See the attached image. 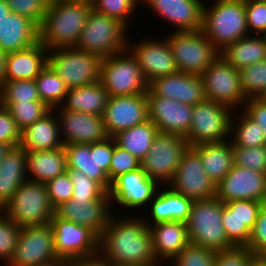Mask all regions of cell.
<instances>
[{"label":"cell","mask_w":266,"mask_h":266,"mask_svg":"<svg viewBox=\"0 0 266 266\" xmlns=\"http://www.w3.org/2000/svg\"><path fill=\"white\" fill-rule=\"evenodd\" d=\"M109 99L100 81L83 87L70 88L60 106L63 110L103 116Z\"/></svg>","instance_id":"cell-32"},{"label":"cell","mask_w":266,"mask_h":266,"mask_svg":"<svg viewBox=\"0 0 266 266\" xmlns=\"http://www.w3.org/2000/svg\"><path fill=\"white\" fill-rule=\"evenodd\" d=\"M265 248L234 246L216 253L215 266H250L253 259Z\"/></svg>","instance_id":"cell-49"},{"label":"cell","mask_w":266,"mask_h":266,"mask_svg":"<svg viewBox=\"0 0 266 266\" xmlns=\"http://www.w3.org/2000/svg\"><path fill=\"white\" fill-rule=\"evenodd\" d=\"M114 149V138L108 137L101 142H97V160L100 168L108 175L109 167L111 164V158Z\"/></svg>","instance_id":"cell-56"},{"label":"cell","mask_w":266,"mask_h":266,"mask_svg":"<svg viewBox=\"0 0 266 266\" xmlns=\"http://www.w3.org/2000/svg\"><path fill=\"white\" fill-rule=\"evenodd\" d=\"M101 62L100 56L75 47L48 50V64L68 89L100 81Z\"/></svg>","instance_id":"cell-10"},{"label":"cell","mask_w":266,"mask_h":266,"mask_svg":"<svg viewBox=\"0 0 266 266\" xmlns=\"http://www.w3.org/2000/svg\"><path fill=\"white\" fill-rule=\"evenodd\" d=\"M250 266H266V248L253 259Z\"/></svg>","instance_id":"cell-59"},{"label":"cell","mask_w":266,"mask_h":266,"mask_svg":"<svg viewBox=\"0 0 266 266\" xmlns=\"http://www.w3.org/2000/svg\"><path fill=\"white\" fill-rule=\"evenodd\" d=\"M39 42V27L30 19L10 12L0 23V49L11 53Z\"/></svg>","instance_id":"cell-27"},{"label":"cell","mask_w":266,"mask_h":266,"mask_svg":"<svg viewBox=\"0 0 266 266\" xmlns=\"http://www.w3.org/2000/svg\"><path fill=\"white\" fill-rule=\"evenodd\" d=\"M128 29L117 19L91 9L75 48L102 59L109 57L127 49Z\"/></svg>","instance_id":"cell-5"},{"label":"cell","mask_w":266,"mask_h":266,"mask_svg":"<svg viewBox=\"0 0 266 266\" xmlns=\"http://www.w3.org/2000/svg\"><path fill=\"white\" fill-rule=\"evenodd\" d=\"M64 1H84V2H92V0H64Z\"/></svg>","instance_id":"cell-65"},{"label":"cell","mask_w":266,"mask_h":266,"mask_svg":"<svg viewBox=\"0 0 266 266\" xmlns=\"http://www.w3.org/2000/svg\"><path fill=\"white\" fill-rule=\"evenodd\" d=\"M211 6L204 5L202 31L219 51L249 35L245 0H215Z\"/></svg>","instance_id":"cell-3"},{"label":"cell","mask_w":266,"mask_h":266,"mask_svg":"<svg viewBox=\"0 0 266 266\" xmlns=\"http://www.w3.org/2000/svg\"><path fill=\"white\" fill-rule=\"evenodd\" d=\"M215 251L190 243L168 264L171 266H215Z\"/></svg>","instance_id":"cell-45"},{"label":"cell","mask_w":266,"mask_h":266,"mask_svg":"<svg viewBox=\"0 0 266 266\" xmlns=\"http://www.w3.org/2000/svg\"><path fill=\"white\" fill-rule=\"evenodd\" d=\"M37 266H69V260L58 258L54 261L42 263Z\"/></svg>","instance_id":"cell-60"},{"label":"cell","mask_w":266,"mask_h":266,"mask_svg":"<svg viewBox=\"0 0 266 266\" xmlns=\"http://www.w3.org/2000/svg\"><path fill=\"white\" fill-rule=\"evenodd\" d=\"M34 80L43 103L51 110L62 105L69 89L49 64Z\"/></svg>","instance_id":"cell-38"},{"label":"cell","mask_w":266,"mask_h":266,"mask_svg":"<svg viewBox=\"0 0 266 266\" xmlns=\"http://www.w3.org/2000/svg\"><path fill=\"white\" fill-rule=\"evenodd\" d=\"M7 56H8V53L0 49V87L5 82Z\"/></svg>","instance_id":"cell-58"},{"label":"cell","mask_w":266,"mask_h":266,"mask_svg":"<svg viewBox=\"0 0 266 266\" xmlns=\"http://www.w3.org/2000/svg\"><path fill=\"white\" fill-rule=\"evenodd\" d=\"M103 120L109 137L146 122L149 120L147 93L109 97Z\"/></svg>","instance_id":"cell-17"},{"label":"cell","mask_w":266,"mask_h":266,"mask_svg":"<svg viewBox=\"0 0 266 266\" xmlns=\"http://www.w3.org/2000/svg\"><path fill=\"white\" fill-rule=\"evenodd\" d=\"M222 223L228 240L234 246H249L253 248H266V246L240 222L229 208L224 204Z\"/></svg>","instance_id":"cell-41"},{"label":"cell","mask_w":266,"mask_h":266,"mask_svg":"<svg viewBox=\"0 0 266 266\" xmlns=\"http://www.w3.org/2000/svg\"><path fill=\"white\" fill-rule=\"evenodd\" d=\"M69 266H113L105 261L99 254L69 260Z\"/></svg>","instance_id":"cell-57"},{"label":"cell","mask_w":266,"mask_h":266,"mask_svg":"<svg viewBox=\"0 0 266 266\" xmlns=\"http://www.w3.org/2000/svg\"><path fill=\"white\" fill-rule=\"evenodd\" d=\"M53 110L59 111L56 114L60 125L61 140L64 145L93 144L109 137L105 129L103 116L67 111L61 107Z\"/></svg>","instance_id":"cell-20"},{"label":"cell","mask_w":266,"mask_h":266,"mask_svg":"<svg viewBox=\"0 0 266 266\" xmlns=\"http://www.w3.org/2000/svg\"><path fill=\"white\" fill-rule=\"evenodd\" d=\"M50 225L59 258L71 260L98 254L99 237L88 227L63 220L56 215L51 219Z\"/></svg>","instance_id":"cell-14"},{"label":"cell","mask_w":266,"mask_h":266,"mask_svg":"<svg viewBox=\"0 0 266 266\" xmlns=\"http://www.w3.org/2000/svg\"><path fill=\"white\" fill-rule=\"evenodd\" d=\"M73 184L71 199L99 200L107 191L94 179L75 169H67Z\"/></svg>","instance_id":"cell-46"},{"label":"cell","mask_w":266,"mask_h":266,"mask_svg":"<svg viewBox=\"0 0 266 266\" xmlns=\"http://www.w3.org/2000/svg\"><path fill=\"white\" fill-rule=\"evenodd\" d=\"M50 224L21 227L12 259L7 266H37L58 259Z\"/></svg>","instance_id":"cell-13"},{"label":"cell","mask_w":266,"mask_h":266,"mask_svg":"<svg viewBox=\"0 0 266 266\" xmlns=\"http://www.w3.org/2000/svg\"><path fill=\"white\" fill-rule=\"evenodd\" d=\"M140 164L141 162L138 158L132 155L129 151L123 150L116 145L114 139L113 155L109 167L110 182L120 174L137 170L140 168Z\"/></svg>","instance_id":"cell-51"},{"label":"cell","mask_w":266,"mask_h":266,"mask_svg":"<svg viewBox=\"0 0 266 266\" xmlns=\"http://www.w3.org/2000/svg\"><path fill=\"white\" fill-rule=\"evenodd\" d=\"M41 101L35 80L5 81L0 87V102Z\"/></svg>","instance_id":"cell-42"},{"label":"cell","mask_w":266,"mask_h":266,"mask_svg":"<svg viewBox=\"0 0 266 266\" xmlns=\"http://www.w3.org/2000/svg\"><path fill=\"white\" fill-rule=\"evenodd\" d=\"M201 158L208 177L217 185L234 166L231 140L203 143L192 147Z\"/></svg>","instance_id":"cell-33"},{"label":"cell","mask_w":266,"mask_h":266,"mask_svg":"<svg viewBox=\"0 0 266 266\" xmlns=\"http://www.w3.org/2000/svg\"><path fill=\"white\" fill-rule=\"evenodd\" d=\"M20 231L21 227L0 211V260L5 265L13 257Z\"/></svg>","instance_id":"cell-48"},{"label":"cell","mask_w":266,"mask_h":266,"mask_svg":"<svg viewBox=\"0 0 266 266\" xmlns=\"http://www.w3.org/2000/svg\"><path fill=\"white\" fill-rule=\"evenodd\" d=\"M153 12L172 24V32L196 31L203 25V0H141Z\"/></svg>","instance_id":"cell-23"},{"label":"cell","mask_w":266,"mask_h":266,"mask_svg":"<svg viewBox=\"0 0 266 266\" xmlns=\"http://www.w3.org/2000/svg\"><path fill=\"white\" fill-rule=\"evenodd\" d=\"M260 36L263 38L264 43L266 44V30Z\"/></svg>","instance_id":"cell-64"},{"label":"cell","mask_w":266,"mask_h":266,"mask_svg":"<svg viewBox=\"0 0 266 266\" xmlns=\"http://www.w3.org/2000/svg\"><path fill=\"white\" fill-rule=\"evenodd\" d=\"M242 110L262 127L266 145V104L257 98H248Z\"/></svg>","instance_id":"cell-55"},{"label":"cell","mask_w":266,"mask_h":266,"mask_svg":"<svg viewBox=\"0 0 266 266\" xmlns=\"http://www.w3.org/2000/svg\"><path fill=\"white\" fill-rule=\"evenodd\" d=\"M163 187H165V190ZM167 187V188H166ZM162 188V189H161ZM193 200L187 198L174 190L168 185L160 187L153 200L149 203L151 222L143 216L147 226L160 222L181 221L187 222L191 212ZM147 219V220H146Z\"/></svg>","instance_id":"cell-26"},{"label":"cell","mask_w":266,"mask_h":266,"mask_svg":"<svg viewBox=\"0 0 266 266\" xmlns=\"http://www.w3.org/2000/svg\"><path fill=\"white\" fill-rule=\"evenodd\" d=\"M200 76L206 99L222 103L234 112L237 107L243 109L247 98L241 89L238 69L219 56Z\"/></svg>","instance_id":"cell-12"},{"label":"cell","mask_w":266,"mask_h":266,"mask_svg":"<svg viewBox=\"0 0 266 266\" xmlns=\"http://www.w3.org/2000/svg\"><path fill=\"white\" fill-rule=\"evenodd\" d=\"M141 0H92V9L97 13L110 16L123 23L127 28L129 26L130 16L135 13L137 5Z\"/></svg>","instance_id":"cell-43"},{"label":"cell","mask_w":266,"mask_h":266,"mask_svg":"<svg viewBox=\"0 0 266 266\" xmlns=\"http://www.w3.org/2000/svg\"><path fill=\"white\" fill-rule=\"evenodd\" d=\"M11 148H12L11 145L0 142V163Z\"/></svg>","instance_id":"cell-62"},{"label":"cell","mask_w":266,"mask_h":266,"mask_svg":"<svg viewBox=\"0 0 266 266\" xmlns=\"http://www.w3.org/2000/svg\"><path fill=\"white\" fill-rule=\"evenodd\" d=\"M0 105L10 112L21 131L51 111L42 101L0 102Z\"/></svg>","instance_id":"cell-40"},{"label":"cell","mask_w":266,"mask_h":266,"mask_svg":"<svg viewBox=\"0 0 266 266\" xmlns=\"http://www.w3.org/2000/svg\"><path fill=\"white\" fill-rule=\"evenodd\" d=\"M91 9V2L50 0L39 42L48 50L75 47Z\"/></svg>","instance_id":"cell-2"},{"label":"cell","mask_w":266,"mask_h":266,"mask_svg":"<svg viewBox=\"0 0 266 266\" xmlns=\"http://www.w3.org/2000/svg\"><path fill=\"white\" fill-rule=\"evenodd\" d=\"M220 56L240 70L266 59V44L260 35H248L227 45Z\"/></svg>","instance_id":"cell-35"},{"label":"cell","mask_w":266,"mask_h":266,"mask_svg":"<svg viewBox=\"0 0 266 266\" xmlns=\"http://www.w3.org/2000/svg\"><path fill=\"white\" fill-rule=\"evenodd\" d=\"M234 165L266 174V145L232 146Z\"/></svg>","instance_id":"cell-47"},{"label":"cell","mask_w":266,"mask_h":266,"mask_svg":"<svg viewBox=\"0 0 266 266\" xmlns=\"http://www.w3.org/2000/svg\"><path fill=\"white\" fill-rule=\"evenodd\" d=\"M245 13L249 35H261L266 30V1L245 0Z\"/></svg>","instance_id":"cell-53"},{"label":"cell","mask_w":266,"mask_h":266,"mask_svg":"<svg viewBox=\"0 0 266 266\" xmlns=\"http://www.w3.org/2000/svg\"><path fill=\"white\" fill-rule=\"evenodd\" d=\"M189 145L185 137L158 132L140 167L152 180L167 186L175 176L183 153Z\"/></svg>","instance_id":"cell-11"},{"label":"cell","mask_w":266,"mask_h":266,"mask_svg":"<svg viewBox=\"0 0 266 266\" xmlns=\"http://www.w3.org/2000/svg\"><path fill=\"white\" fill-rule=\"evenodd\" d=\"M216 197L223 203L254 200L266 204V174L234 165L216 185Z\"/></svg>","instance_id":"cell-19"},{"label":"cell","mask_w":266,"mask_h":266,"mask_svg":"<svg viewBox=\"0 0 266 266\" xmlns=\"http://www.w3.org/2000/svg\"><path fill=\"white\" fill-rule=\"evenodd\" d=\"M233 111L222 103L208 99L193 105L190 129L185 137L189 147L230 139Z\"/></svg>","instance_id":"cell-8"},{"label":"cell","mask_w":266,"mask_h":266,"mask_svg":"<svg viewBox=\"0 0 266 266\" xmlns=\"http://www.w3.org/2000/svg\"><path fill=\"white\" fill-rule=\"evenodd\" d=\"M0 142L7 143L12 147L20 145L21 130L10 112L0 105Z\"/></svg>","instance_id":"cell-54"},{"label":"cell","mask_w":266,"mask_h":266,"mask_svg":"<svg viewBox=\"0 0 266 266\" xmlns=\"http://www.w3.org/2000/svg\"><path fill=\"white\" fill-rule=\"evenodd\" d=\"M240 117L232 115L230 140L232 146L259 147L265 145L262 127L253 121L243 110ZM234 117V119H233ZM239 118V119H238ZM236 119V120H235Z\"/></svg>","instance_id":"cell-39"},{"label":"cell","mask_w":266,"mask_h":266,"mask_svg":"<svg viewBox=\"0 0 266 266\" xmlns=\"http://www.w3.org/2000/svg\"><path fill=\"white\" fill-rule=\"evenodd\" d=\"M224 203L216 196L193 201L186 222L190 243L215 252L234 247L228 240L222 223Z\"/></svg>","instance_id":"cell-4"},{"label":"cell","mask_w":266,"mask_h":266,"mask_svg":"<svg viewBox=\"0 0 266 266\" xmlns=\"http://www.w3.org/2000/svg\"><path fill=\"white\" fill-rule=\"evenodd\" d=\"M160 187L161 185L140 167L114 178L107 193L111 205L114 201L122 207L139 209L149 205Z\"/></svg>","instance_id":"cell-16"},{"label":"cell","mask_w":266,"mask_h":266,"mask_svg":"<svg viewBox=\"0 0 266 266\" xmlns=\"http://www.w3.org/2000/svg\"><path fill=\"white\" fill-rule=\"evenodd\" d=\"M20 146L25 151L54 150L64 147L56 111L51 110L43 118L22 130Z\"/></svg>","instance_id":"cell-28"},{"label":"cell","mask_w":266,"mask_h":266,"mask_svg":"<svg viewBox=\"0 0 266 266\" xmlns=\"http://www.w3.org/2000/svg\"><path fill=\"white\" fill-rule=\"evenodd\" d=\"M166 38L179 72L201 75L220 56L202 29L171 32Z\"/></svg>","instance_id":"cell-9"},{"label":"cell","mask_w":266,"mask_h":266,"mask_svg":"<svg viewBox=\"0 0 266 266\" xmlns=\"http://www.w3.org/2000/svg\"><path fill=\"white\" fill-rule=\"evenodd\" d=\"M240 85L245 97L257 98L266 88V59L239 70Z\"/></svg>","instance_id":"cell-44"},{"label":"cell","mask_w":266,"mask_h":266,"mask_svg":"<svg viewBox=\"0 0 266 266\" xmlns=\"http://www.w3.org/2000/svg\"><path fill=\"white\" fill-rule=\"evenodd\" d=\"M163 38H145L137 44L135 42V45L128 40L127 48L137 59L148 85L158 78L178 72L168 40Z\"/></svg>","instance_id":"cell-18"},{"label":"cell","mask_w":266,"mask_h":266,"mask_svg":"<svg viewBox=\"0 0 266 266\" xmlns=\"http://www.w3.org/2000/svg\"><path fill=\"white\" fill-rule=\"evenodd\" d=\"M27 178L26 151L12 147L0 163V209L12 199Z\"/></svg>","instance_id":"cell-30"},{"label":"cell","mask_w":266,"mask_h":266,"mask_svg":"<svg viewBox=\"0 0 266 266\" xmlns=\"http://www.w3.org/2000/svg\"><path fill=\"white\" fill-rule=\"evenodd\" d=\"M46 187L54 209L72 198L73 184L67 171L48 181Z\"/></svg>","instance_id":"cell-52"},{"label":"cell","mask_w":266,"mask_h":266,"mask_svg":"<svg viewBox=\"0 0 266 266\" xmlns=\"http://www.w3.org/2000/svg\"><path fill=\"white\" fill-rule=\"evenodd\" d=\"M48 64V49L37 42L29 48L8 53L5 81L34 80Z\"/></svg>","instance_id":"cell-29"},{"label":"cell","mask_w":266,"mask_h":266,"mask_svg":"<svg viewBox=\"0 0 266 266\" xmlns=\"http://www.w3.org/2000/svg\"><path fill=\"white\" fill-rule=\"evenodd\" d=\"M147 96H162L192 106L206 99L201 76L179 71L152 81Z\"/></svg>","instance_id":"cell-24"},{"label":"cell","mask_w":266,"mask_h":266,"mask_svg":"<svg viewBox=\"0 0 266 266\" xmlns=\"http://www.w3.org/2000/svg\"><path fill=\"white\" fill-rule=\"evenodd\" d=\"M110 204L108 193L99 200L70 199L55 209V215L88 227L99 237L113 214Z\"/></svg>","instance_id":"cell-21"},{"label":"cell","mask_w":266,"mask_h":266,"mask_svg":"<svg viewBox=\"0 0 266 266\" xmlns=\"http://www.w3.org/2000/svg\"><path fill=\"white\" fill-rule=\"evenodd\" d=\"M1 211L19 227L48 225L55 215L46 184L28 179Z\"/></svg>","instance_id":"cell-6"},{"label":"cell","mask_w":266,"mask_h":266,"mask_svg":"<svg viewBox=\"0 0 266 266\" xmlns=\"http://www.w3.org/2000/svg\"><path fill=\"white\" fill-rule=\"evenodd\" d=\"M67 169L83 172L89 178L97 181L106 191L111 182L108 175L100 168L97 160V142L93 144L64 145Z\"/></svg>","instance_id":"cell-34"},{"label":"cell","mask_w":266,"mask_h":266,"mask_svg":"<svg viewBox=\"0 0 266 266\" xmlns=\"http://www.w3.org/2000/svg\"><path fill=\"white\" fill-rule=\"evenodd\" d=\"M168 186L193 201L216 196V185L206 174L200 155L192 147H188L183 153L175 176Z\"/></svg>","instance_id":"cell-15"},{"label":"cell","mask_w":266,"mask_h":266,"mask_svg":"<svg viewBox=\"0 0 266 266\" xmlns=\"http://www.w3.org/2000/svg\"><path fill=\"white\" fill-rule=\"evenodd\" d=\"M11 12L32 20L38 27L42 24L50 0H5Z\"/></svg>","instance_id":"cell-50"},{"label":"cell","mask_w":266,"mask_h":266,"mask_svg":"<svg viewBox=\"0 0 266 266\" xmlns=\"http://www.w3.org/2000/svg\"><path fill=\"white\" fill-rule=\"evenodd\" d=\"M224 204L266 246V204L254 200H233Z\"/></svg>","instance_id":"cell-37"},{"label":"cell","mask_w":266,"mask_h":266,"mask_svg":"<svg viewBox=\"0 0 266 266\" xmlns=\"http://www.w3.org/2000/svg\"><path fill=\"white\" fill-rule=\"evenodd\" d=\"M158 129L151 120L122 130L113 136L116 145L129 151L140 161L148 154Z\"/></svg>","instance_id":"cell-36"},{"label":"cell","mask_w":266,"mask_h":266,"mask_svg":"<svg viewBox=\"0 0 266 266\" xmlns=\"http://www.w3.org/2000/svg\"><path fill=\"white\" fill-rule=\"evenodd\" d=\"M122 216H111L99 236L98 254L113 266H160L144 218Z\"/></svg>","instance_id":"cell-1"},{"label":"cell","mask_w":266,"mask_h":266,"mask_svg":"<svg viewBox=\"0 0 266 266\" xmlns=\"http://www.w3.org/2000/svg\"><path fill=\"white\" fill-rule=\"evenodd\" d=\"M100 83L109 97L147 93L148 90L141 67L128 48L102 59Z\"/></svg>","instance_id":"cell-7"},{"label":"cell","mask_w":266,"mask_h":266,"mask_svg":"<svg viewBox=\"0 0 266 266\" xmlns=\"http://www.w3.org/2000/svg\"><path fill=\"white\" fill-rule=\"evenodd\" d=\"M149 120L158 131L181 137L188 135L193 106L162 96H147Z\"/></svg>","instance_id":"cell-22"},{"label":"cell","mask_w":266,"mask_h":266,"mask_svg":"<svg viewBox=\"0 0 266 266\" xmlns=\"http://www.w3.org/2000/svg\"><path fill=\"white\" fill-rule=\"evenodd\" d=\"M153 250L158 261L170 262L190 244L187 224L181 221L149 225Z\"/></svg>","instance_id":"cell-25"},{"label":"cell","mask_w":266,"mask_h":266,"mask_svg":"<svg viewBox=\"0 0 266 266\" xmlns=\"http://www.w3.org/2000/svg\"><path fill=\"white\" fill-rule=\"evenodd\" d=\"M26 163L28 180L44 184L67 171L64 147L54 150L26 151Z\"/></svg>","instance_id":"cell-31"},{"label":"cell","mask_w":266,"mask_h":266,"mask_svg":"<svg viewBox=\"0 0 266 266\" xmlns=\"http://www.w3.org/2000/svg\"><path fill=\"white\" fill-rule=\"evenodd\" d=\"M257 99L266 104V88L257 96Z\"/></svg>","instance_id":"cell-63"},{"label":"cell","mask_w":266,"mask_h":266,"mask_svg":"<svg viewBox=\"0 0 266 266\" xmlns=\"http://www.w3.org/2000/svg\"><path fill=\"white\" fill-rule=\"evenodd\" d=\"M11 12L9 6L5 2V0H0V23L5 19V16H7Z\"/></svg>","instance_id":"cell-61"}]
</instances>
